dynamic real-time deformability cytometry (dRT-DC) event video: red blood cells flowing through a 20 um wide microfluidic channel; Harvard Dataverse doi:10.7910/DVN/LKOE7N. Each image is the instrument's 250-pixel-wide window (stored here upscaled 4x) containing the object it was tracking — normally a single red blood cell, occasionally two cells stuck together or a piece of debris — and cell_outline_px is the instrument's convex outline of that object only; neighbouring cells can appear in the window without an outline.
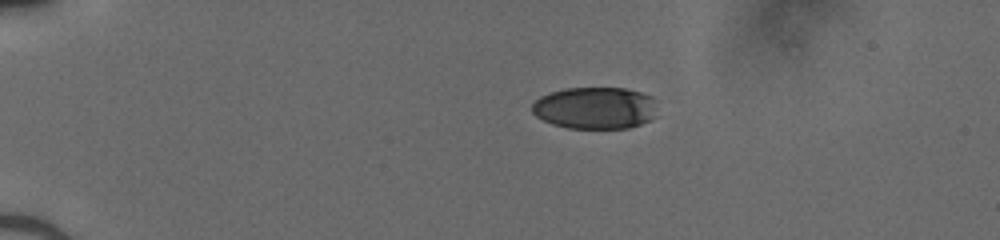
{"species": "human", "species_latin": "Homo sapiens", "temperature_condition": "cold", "stored_images_in_passage": 40, "camera_frame_rate_fps": 3000, "um_per_image_px": 0.085, "donor": {"sex": "male"}, "frame": {"image": 1, "passage_image": 1, "time_ms": 0.0, "image_size_px": [1000, 240], "cell_outline_px": [[652, 116], [648, 120], [640, 124], [628, 128], [568, 128], [552, 124], [536, 116], [532, 112], [532, 104], [540, 96], [564, 88], [624, 88], [640, 92], [652, 96]], "centroid_in_image_um": [50.51, 9.17], "position_along_channel_um": 34.5, "area_um2": 30.17}}
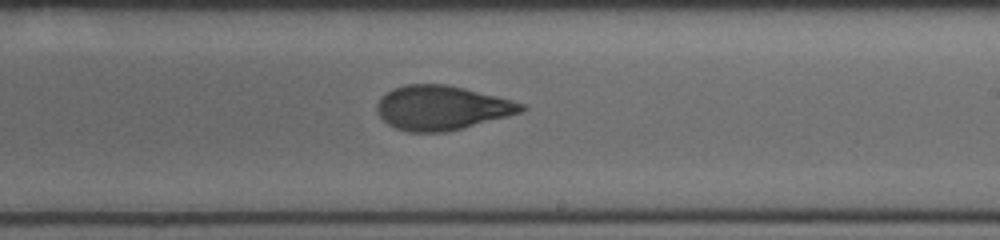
{"frame": {"image": 2, "passage_image": 22, "time_ms": 7.0, "image_size_px": [1000, 240], "cell_outline_px": [[528, 108], [520, 112], [460, 128], [444, 132], [408, 132], [396, 128], [388, 124], [380, 116], [376, 108], [376, 104], [392, 88], [404, 84], [444, 84], [464, 88], [512, 100], [524, 104]], "centroid_in_image_um": [37.51, 9.15], "position_along_channel_um": 251.5, "area_um2": 36.7}}
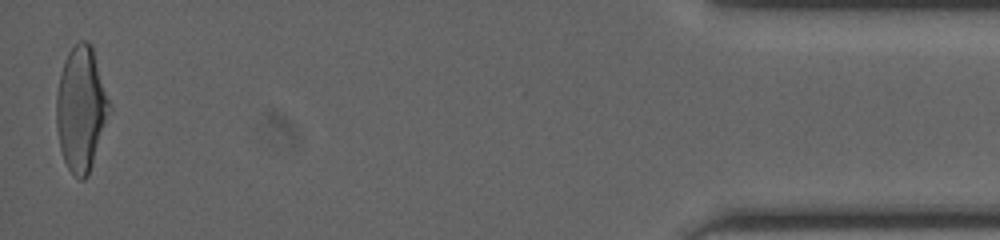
{"frame": {"image": 3, "passage_image": 40, "time_ms": 13.0, "image_size_px": [1000, 240], "cell_outline_px": [[112, 108], [88, 176], [84, 180], [80, 180], [68, 168], [64, 160], [60, 148], [56, 128], [56, 92], [64, 60], [68, 52], [80, 40], [88, 40], [92, 44]], "centroid_in_image_um": [6.9, 9.23], "position_along_channel_um": 428.3, "area_um2": 38.73}}